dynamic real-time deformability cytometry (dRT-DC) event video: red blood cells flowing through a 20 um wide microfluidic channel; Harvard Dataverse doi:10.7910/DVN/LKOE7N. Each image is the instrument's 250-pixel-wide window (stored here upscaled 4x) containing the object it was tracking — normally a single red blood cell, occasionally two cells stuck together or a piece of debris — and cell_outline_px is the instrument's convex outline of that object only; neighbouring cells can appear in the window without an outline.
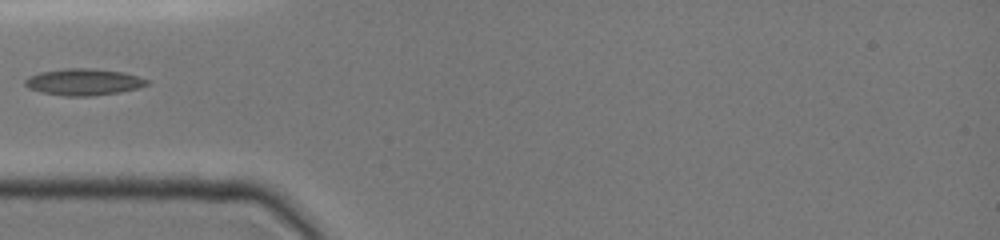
{"species": "common noctule bat (a hibernating species)", "species_latin": "Nyctalus noctula", "temperature_condition": "cold", "stored_images_in_passage": 13, "camera_frame_rate_fps": 3000, "um_per_image_px": 0.085, "animal": {"sex": "female", "body_mass_g": 19.0, "forearm_length_mm": 51.5}, "frame": {"image": 1, "passage_image": 1, "time_ms": 0.0, "image_size_px": [1000, 240], "cell_outline_px": [[152, 80], [148, 84], [136, 88], [120, 92], [92, 96], [64, 96], [40, 92], [28, 88], [24, 84], [24, 80], [28, 76], [40, 72], [64, 68], [92, 68], [124, 72]], "centroid_in_image_um": [7.1, 6.96], "position_along_channel_um": 77.9, "area_um2": 19.13}}
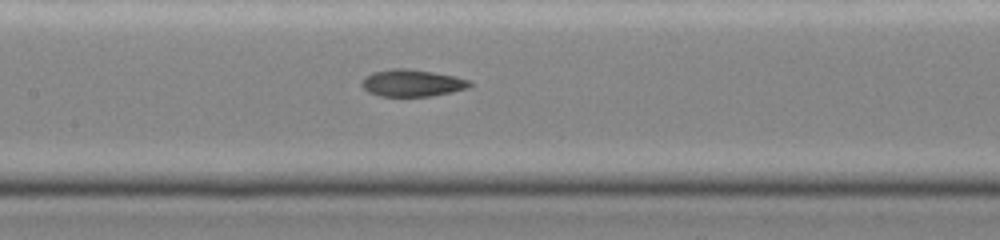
{"frame": {"image": 2, "passage_image": 7, "time_ms": 2.333, "image_size_px": [1000, 240], "cell_outline_px": [[472, 84], [468, 88], [452, 92], [432, 96], [380, 96], [368, 92], [360, 84], [364, 76], [372, 72], [392, 68], [412, 68], [456, 76], [472, 80]], "centroid_in_image_um": [35.04, 7.04], "position_along_channel_um": 172.4, "area_um2": 17.34}}
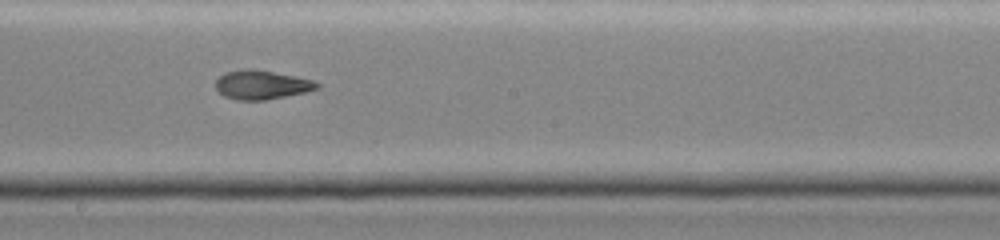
{"frame": {"image": 3, "passage_image": 10, "time_ms": 3.667, "image_size_px": [1000, 240], "cell_outline_px": [[320, 88], [304, 92], [264, 100], [236, 100], [224, 96], [216, 88], [216, 80], [224, 72], [244, 68], [252, 68], [296, 76], [312, 80], [320, 84]], "centroid_in_image_um": [22.22, 7.19], "position_along_channel_um": 226.0, "area_um2": 17.11}}